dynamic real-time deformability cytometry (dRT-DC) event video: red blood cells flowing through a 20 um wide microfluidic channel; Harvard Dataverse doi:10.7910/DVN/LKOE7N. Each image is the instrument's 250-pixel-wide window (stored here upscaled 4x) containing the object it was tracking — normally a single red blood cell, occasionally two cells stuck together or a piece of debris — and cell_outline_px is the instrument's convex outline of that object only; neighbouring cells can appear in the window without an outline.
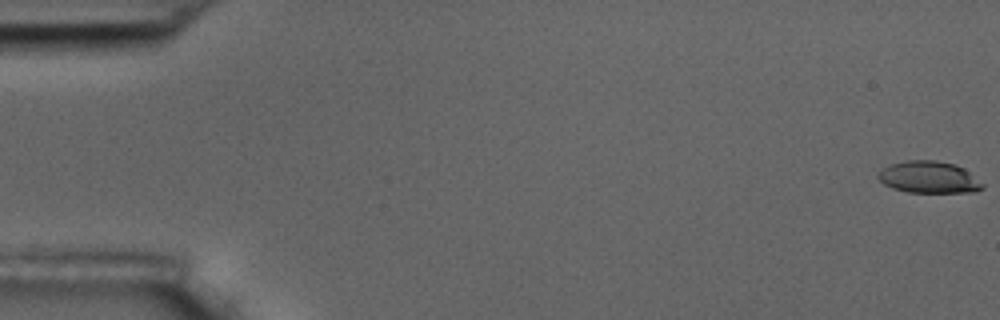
{"species": "common noctule bat (a hibernating species)", "species_latin": "Nyctalus noctula", "temperature_condition": "room temperature", "stored_images_in_passage": 6, "camera_frame_rate_fps": 3000, "um_per_image_px": 0.085, "animal": {"sex": "male", "body_mass_g": 17.5, "forearm_length_mm": 52.3}, "frame": {"image": 1, "passage_image": 1, "time_ms": 0.0, "image_size_px": [1000, 320], "cell_outline_px": [[984, 188], [976, 192], [908, 192], [892, 188], [884, 184], [876, 176], [884, 168], [892, 164], [908, 160], [936, 160], [956, 164], [964, 168], [984, 184]], "centroid_in_image_um": [78.99, 15.07], "position_along_channel_um": 6.0, "area_um2": 19.36}}